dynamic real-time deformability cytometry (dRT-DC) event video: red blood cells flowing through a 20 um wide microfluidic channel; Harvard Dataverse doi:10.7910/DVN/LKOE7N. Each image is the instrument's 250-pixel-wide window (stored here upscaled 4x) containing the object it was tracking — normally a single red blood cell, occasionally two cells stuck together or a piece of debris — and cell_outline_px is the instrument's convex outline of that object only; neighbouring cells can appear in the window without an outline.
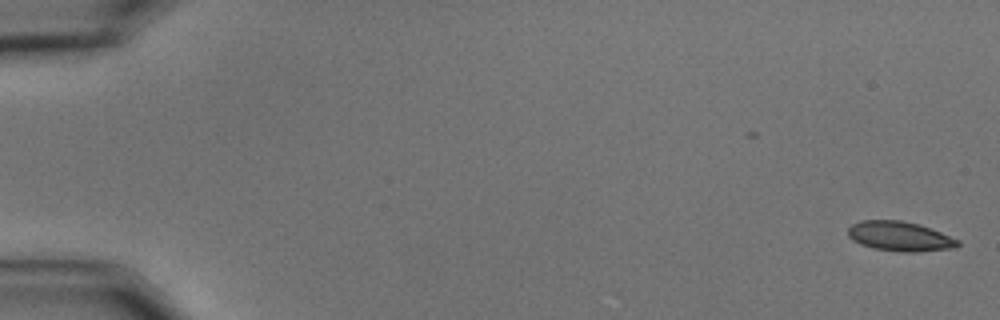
{"species": "common noctule bat (a hibernating species)", "species_latin": "Nyctalus noctula", "temperature_condition": "cold", "stored_images_in_passage": 10, "camera_frame_rate_fps": 3000, "um_per_image_px": 0.085, "animal": {"sex": "male", "body_mass_g": 15.6}, "frame": {"image": 1, "passage_image": 1, "time_ms": 0.0, "image_size_px": [1000, 320], "cell_outline_px": [[960, 244], [956, 248], [916, 252], [904, 252], [876, 248], [860, 244], [852, 240], [848, 236], [848, 228], [852, 224], [860, 220], [900, 220], [920, 224], [960, 240]], "centroid_in_image_um": [76.5, 20.08], "position_along_channel_um": 8.5, "area_um2": 19.02}}